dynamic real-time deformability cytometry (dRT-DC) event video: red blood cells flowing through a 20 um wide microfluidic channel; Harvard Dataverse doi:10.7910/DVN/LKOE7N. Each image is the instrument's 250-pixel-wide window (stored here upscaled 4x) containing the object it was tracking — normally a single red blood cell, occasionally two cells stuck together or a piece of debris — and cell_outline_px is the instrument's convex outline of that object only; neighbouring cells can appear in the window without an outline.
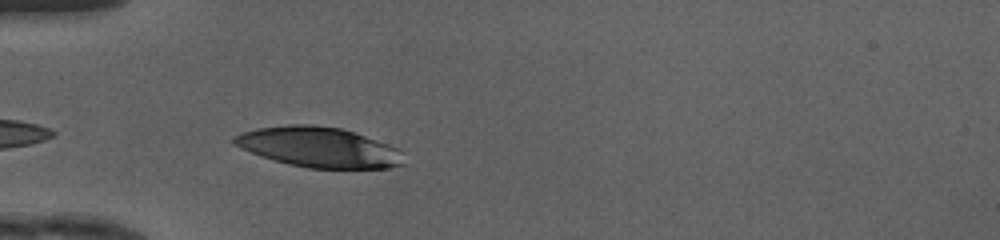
{"species": "human", "species_latin": "Homo sapiens", "temperature_condition": "cold", "stored_images_in_passage": 29, "camera_frame_rate_fps": 3000, "um_per_image_px": 0.085, "donor": {"sex": "female"}, "frame": {"image": 1, "passage_image": 2, "time_ms": 0.333, "image_size_px": [1000, 240], "cell_outline_px": [[408, 164], [388, 168], [308, 168], [288, 164], [260, 156], [232, 144], [232, 136], [240, 132], [256, 128], [288, 124], [312, 124], [340, 128], [364, 136], [396, 148], [404, 152]], "centroid_in_image_um": [27.09, 12.52], "position_along_channel_um": 57.9, "area_um2": 39.94}}
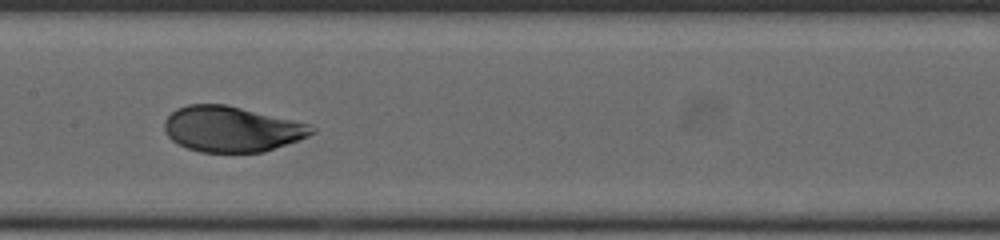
{"frame": {"image": 2, "passage_image": 12, "time_ms": 3.667, "image_size_px": [1000, 240], "cell_outline_px": [[316, 132], [300, 140], [264, 152], [200, 152], [188, 148], [172, 140], [168, 136], [164, 128], [164, 120], [176, 108], [188, 104], [224, 104], [312, 124], [316, 128]], "centroid_in_image_um": [19.72, 10.97], "position_along_channel_um": 187.7, "area_um2": 39.19}}
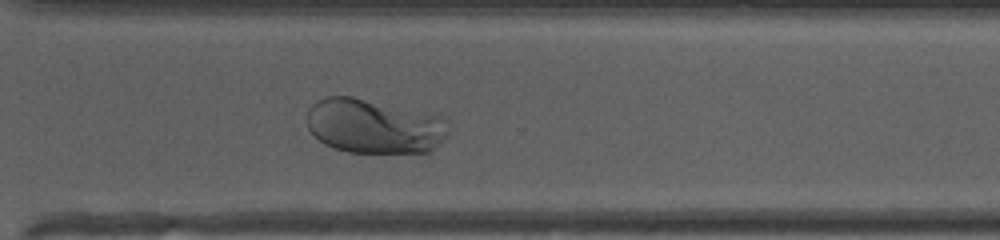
{"frame": {"image": 3, "passage_image": 23, "time_ms": 7.333, "image_size_px": [1000, 240], "cell_outline_px": [[448, 136], [432, 152], [348, 152], [324, 144], [308, 128], [308, 108], [316, 100], [328, 96], [352, 96], [440, 116], [448, 120]], "centroid_in_image_um": [31.82, 10.73], "position_along_channel_um": 338.8, "area_um2": 44.91}, "authors_computed_cell_mechanics": {"area_um2": 39.8242, "velocity_mm_per_s": 4.1365, "shape_relaxation_time_tau1_ms": 5.1419, "shape_relaxation_time_tau2_ms": null, "deformation_change_tau1": 0.2422, "deformation_change_tau2": null}}